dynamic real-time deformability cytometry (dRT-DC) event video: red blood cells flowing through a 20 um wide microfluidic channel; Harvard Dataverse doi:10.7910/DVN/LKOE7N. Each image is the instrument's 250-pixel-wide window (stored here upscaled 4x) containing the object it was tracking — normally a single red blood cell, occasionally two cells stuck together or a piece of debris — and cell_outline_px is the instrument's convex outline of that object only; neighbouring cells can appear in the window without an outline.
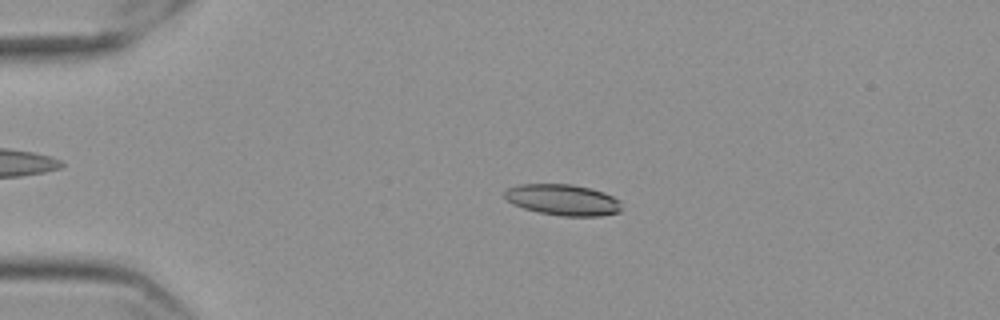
{"species": "Egyptian fruit bat (a non-hibernating species)", "species_latin": "Rousettus aegyptiacus", "temperature_condition": "cold", "stored_images_in_passage": 57, "camera_frame_rate_fps": 3000, "um_per_image_px": 0.085, "frame": {"image": 1, "passage_image": 13, "time_ms": 4.0, "image_size_px": [1000, 320], "cell_outline_px": [[620, 212], [600, 216], [560, 216], [540, 212], [524, 208], [512, 204], [504, 196], [504, 192], [508, 188], [520, 184], [572, 184], [604, 192], [620, 200]], "centroid_in_image_um": [47.84, 16.99], "position_along_channel_um": 37.2, "area_um2": 21.1}}
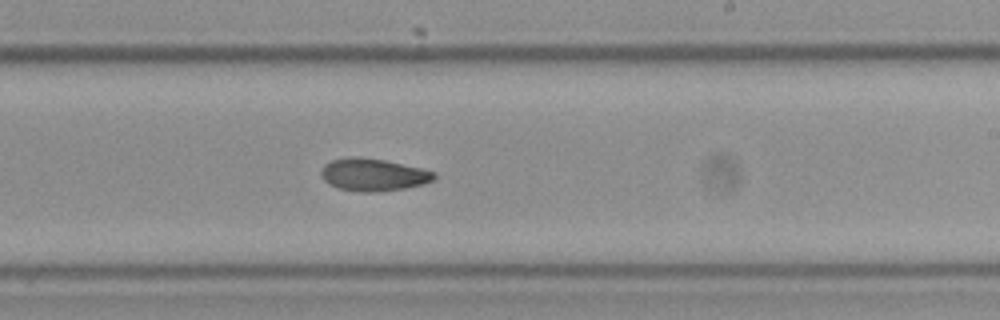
{"frame": {"image": 2, "passage_image": 35, "time_ms": 11.333, "image_size_px": [1000, 320], "cell_outline_px": [[436, 176], [432, 180], [420, 184], [404, 188], [376, 192], [360, 192], [336, 188], [328, 184], [320, 176], [320, 168], [324, 164], [332, 160], [348, 156], [360, 156], [384, 160], [420, 168], [436, 172]], "centroid_in_image_um": [31.64, 14.84], "position_along_channel_um": 257.4, "area_um2": 21.5}}
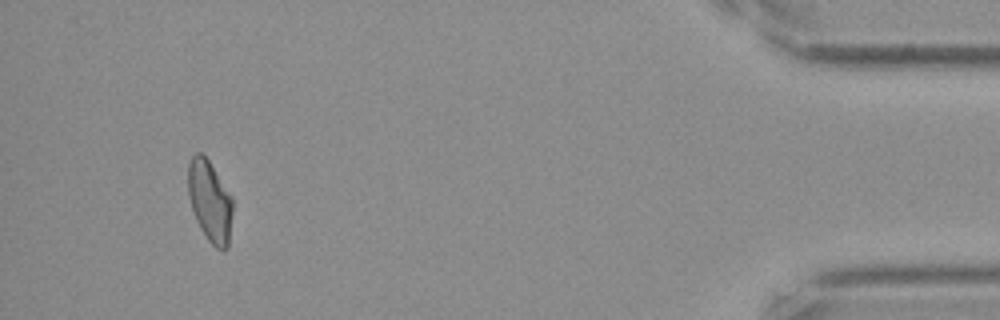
{"frame": {"image": 3, "passage_image": 54, "time_ms": 17.667, "image_size_px": [1000, 320], "cell_outline_px": [[232, 212], [228, 248], [216, 248], [208, 240], [200, 228], [196, 220], [188, 196], [188, 164], [192, 156], [196, 152], [200, 152], [208, 160], [232, 196]], "centroid_in_image_um": [17.83, 17.09], "position_along_channel_um": 417.4, "area_um2": 20.92}, "authors_computed_cell_mechanics": {"area_um2": 21.2704, "velocity_mm_per_s": 3.5593, "shape_relaxation_time_tau1_ms": 4.6957, "shape_relaxation_time_tau2_ms": null, "deformation_change_tau1": 0.13, "deformation_change_tau2": null}}